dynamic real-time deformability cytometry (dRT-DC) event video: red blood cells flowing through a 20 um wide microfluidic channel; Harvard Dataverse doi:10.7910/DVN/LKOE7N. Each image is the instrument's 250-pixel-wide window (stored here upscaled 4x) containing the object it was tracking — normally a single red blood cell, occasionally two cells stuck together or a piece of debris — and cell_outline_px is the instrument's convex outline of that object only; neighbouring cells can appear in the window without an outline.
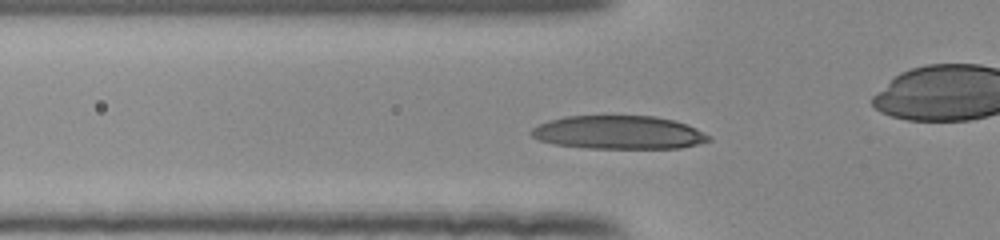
{"species": "human", "species_latin": "Homo sapiens", "temperature_condition": "room temperature", "stored_images_in_passage": 47, "camera_frame_rate_fps": 3000, "um_per_image_px": 0.085, "donor": {"sex": "female"}, "frame": {"image": 1, "passage_image": 13, "time_ms": 4.0, "image_size_px": [1000, 240], "cell_outline_px": [[712, 140], [680, 148], [588, 148], [556, 144], [540, 140], [532, 136], [528, 132], [536, 124], [548, 120], [564, 116], [656, 116], [676, 120], [696, 128], [712, 136]], "centroid_in_image_um": [52.59, 11.25], "position_along_channel_um": 73.2, "area_um2": 34.74}}
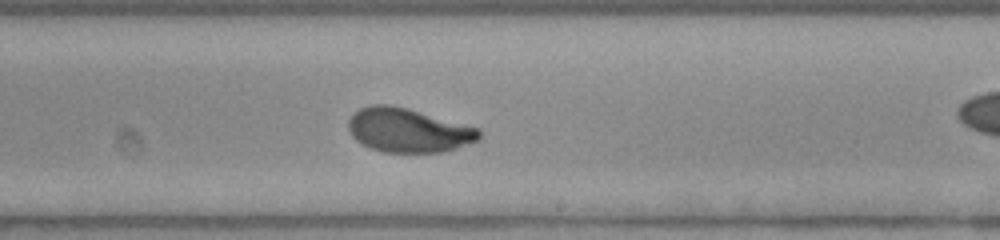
{"frame": {"image": 2, "passage_image": 27, "time_ms": 8.667, "image_size_px": [1000, 240], "cell_outline_px": [[480, 140], [444, 152], [384, 152], [368, 148], [360, 144], [352, 136], [348, 128], [348, 120], [360, 108], [368, 104], [388, 104], [408, 108], [480, 128]], "centroid_in_image_um": [34.69, 11.07], "position_along_channel_um": 254.3, "area_um2": 33.81}}
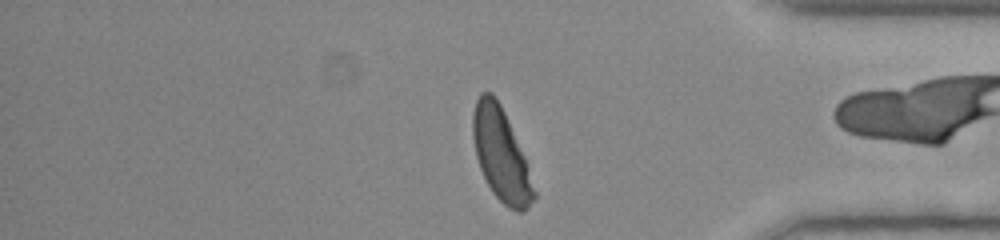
{"frame": {"image": 3, "passage_image": 39, "time_ms": 12.667, "image_size_px": [1000, 240], "cell_outline_px": [[536, 196], [528, 208], [524, 212], [516, 212], [508, 208], [492, 192], [480, 168], [476, 156], [472, 136], [472, 112], [476, 100], [480, 92], [492, 92], [500, 104], [504, 112], [524, 156], [536, 192]], "centroid_in_image_um": [42.57, 13.15], "position_along_channel_um": 392.6, "area_um2": 32.71}, "authors_computed_cell_mechanics": {"area_um2": 33.235, "velocity_mm_per_s": 3.894, "shape_relaxation_time_tau1_ms": 2.6398, "shape_relaxation_time_tau2_ms": null, "deformation_change_tau1": 0.1601, "deformation_change_tau2": null}}